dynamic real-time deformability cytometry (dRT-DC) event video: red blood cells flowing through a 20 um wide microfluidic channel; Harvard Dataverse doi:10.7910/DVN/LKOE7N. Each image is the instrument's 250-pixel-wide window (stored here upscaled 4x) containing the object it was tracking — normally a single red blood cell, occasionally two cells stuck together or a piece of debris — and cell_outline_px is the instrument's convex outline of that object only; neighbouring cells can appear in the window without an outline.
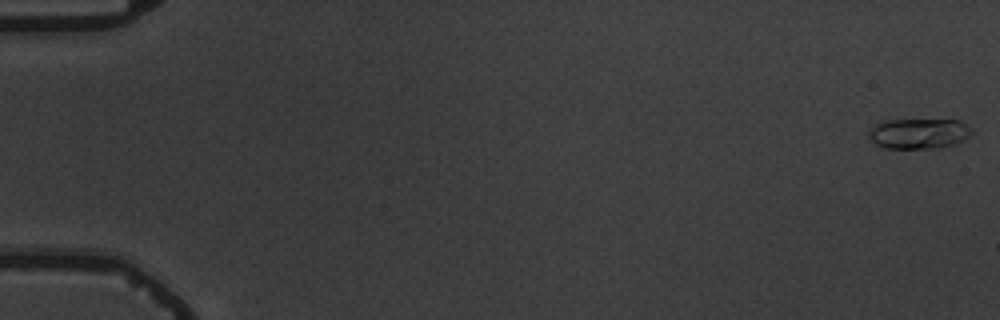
{"species": "common noctule bat (a hibernating species)", "species_latin": "Nyctalus noctula", "temperature_condition": "warm", "stored_images_in_passage": 5, "camera_frame_rate_fps": 3000, "um_per_image_px": 0.085, "animal": {"sex": "male", "body_mass_g": 19.5, "forearm_length_mm": 54.6}, "frame": {"image": 1, "passage_image": 1, "time_ms": 0.0, "image_size_px": [1000, 320], "cell_outline_px": [[972, 132], [964, 140], [940, 148], [884, 148], [876, 144], [872, 140], [868, 132], [880, 120], [960, 120]], "centroid_in_image_um": [78.07, 11.35], "position_along_channel_um": 6.9, "area_um2": 17.98}}